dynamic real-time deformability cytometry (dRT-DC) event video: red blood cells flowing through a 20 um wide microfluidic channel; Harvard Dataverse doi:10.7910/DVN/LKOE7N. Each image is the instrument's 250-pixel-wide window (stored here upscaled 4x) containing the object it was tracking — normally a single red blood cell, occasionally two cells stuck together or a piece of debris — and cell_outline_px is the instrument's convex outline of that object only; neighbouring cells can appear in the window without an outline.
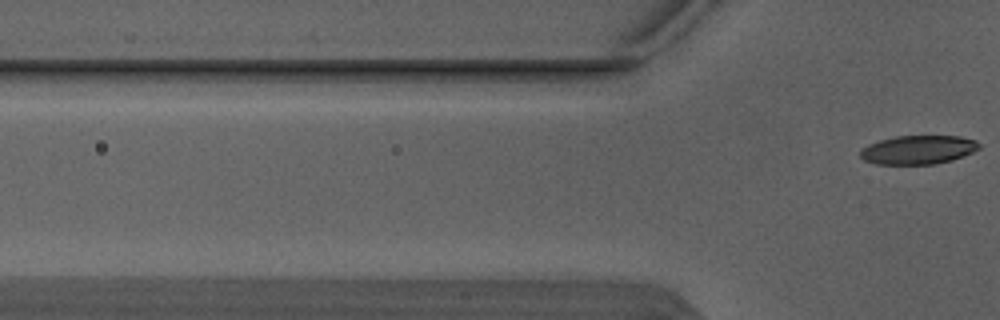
{"species": "Egyptian fruit bat (a non-hibernating species)", "species_latin": "Rousettus aegyptiacus", "temperature_condition": "warm", "stored_images_in_passage": 5, "camera_frame_rate_fps": 3000, "um_per_image_px": 0.085, "animal": {"sex": "male"}, "frame": {"image": 1, "passage_image": 5, "time_ms": 1.333, "image_size_px": [1000, 320], "cell_outline_px": [[980, 148], [972, 152], [952, 160], [936, 164], [876, 164], [864, 160], [860, 156], [860, 152], [868, 144], [880, 140], [896, 136], [960, 136], [976, 140], [980, 144]], "centroid_in_image_um": [78.06, 12.73], "position_along_channel_um": 47.7, "area_um2": 19.88}}